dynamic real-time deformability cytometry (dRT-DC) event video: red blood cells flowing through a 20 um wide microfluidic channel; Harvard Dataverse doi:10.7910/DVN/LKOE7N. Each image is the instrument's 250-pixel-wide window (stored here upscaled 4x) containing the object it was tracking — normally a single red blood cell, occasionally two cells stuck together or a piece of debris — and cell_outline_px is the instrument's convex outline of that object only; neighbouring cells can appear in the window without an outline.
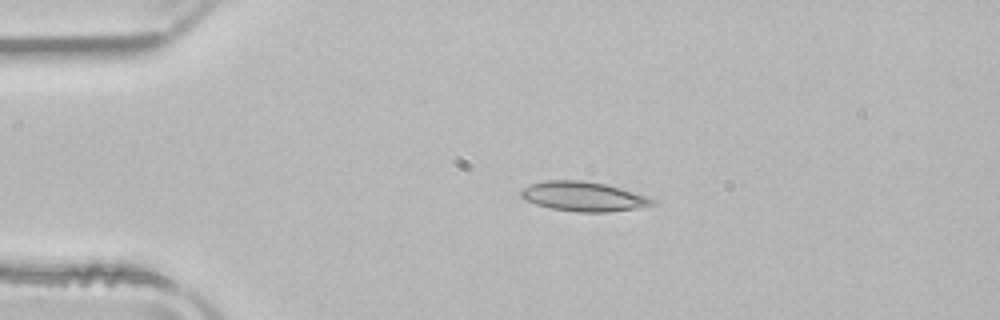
{"species": "common noctule bat (a hibernating species)", "species_latin": "Nyctalus noctula", "temperature_condition": "room temperature", "stored_images_in_passage": 41, "camera_frame_rate_fps": 3000, "um_per_image_px": 0.085, "animal": {"sex": "male", "body_mass_g": 21.5, "forearm_length_mm": 52.0}, "frame": {"image": 1, "passage_image": 1, "time_ms": 0.0, "image_size_px": [1000, 320], "cell_outline_px": [[660, 200], [656, 204], [636, 208], [608, 212], [576, 212], [552, 208], [536, 204], [520, 196], [520, 192], [524, 188], [532, 184], [544, 180], [580, 180], [604, 184], [620, 188], [648, 196]], "centroid_in_image_um": [49.65, 16.7], "position_along_channel_um": 35.3, "area_um2": 22.54}}
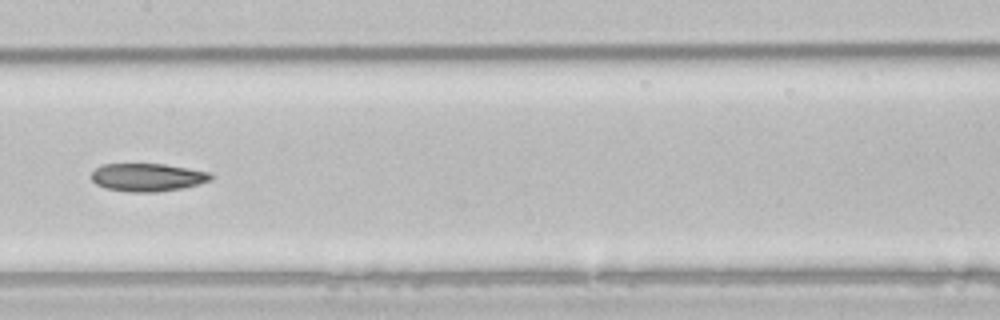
{"frame": {"image": 2, "passage_image": 16, "time_ms": 5.0, "image_size_px": [1000, 320], "cell_outline_px": [[212, 180], [180, 188], [156, 192], [132, 192], [108, 188], [96, 184], [92, 180], [92, 172], [100, 164], [164, 164], [188, 168], [208, 172], [212, 176]], "centroid_in_image_um": [12.51, 15.06], "position_along_channel_um": 194.9, "area_um2": 19.19}}
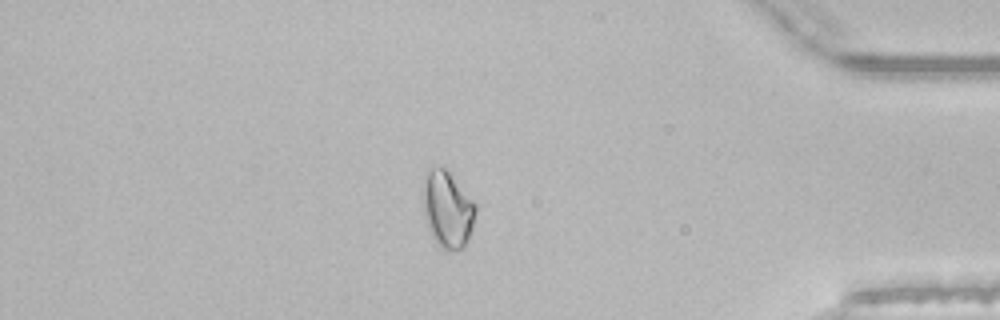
{"frame": {"image": 3, "passage_image": 34, "time_ms": 11.0, "image_size_px": [1000, 320], "cell_outline_px": [[476, 212], [472, 228], [468, 240], [464, 248], [444, 248], [432, 236], [424, 212], [424, 176], [432, 168], [444, 168], [448, 172], [476, 204]], "centroid_in_image_um": [38.06, 17.79], "position_along_channel_um": 397.1, "area_um2": 22.48}}